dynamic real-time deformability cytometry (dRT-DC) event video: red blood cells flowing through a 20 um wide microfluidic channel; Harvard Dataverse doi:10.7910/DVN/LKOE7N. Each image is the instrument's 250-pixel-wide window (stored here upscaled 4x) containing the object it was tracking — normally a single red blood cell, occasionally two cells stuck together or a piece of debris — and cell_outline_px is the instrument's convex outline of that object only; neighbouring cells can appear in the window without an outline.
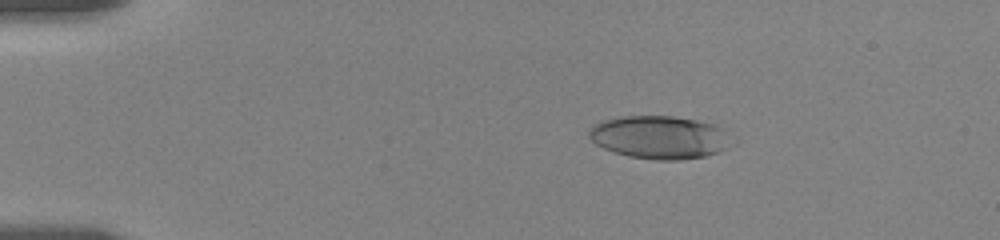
{"species": "human", "species_latin": "Homo sapiens", "temperature_condition": "room temperature", "stored_images_in_passage": 58, "camera_frame_rate_fps": 3000, "um_per_image_px": 0.085, "donor": {"sex": "female"}, "frame": {"image": 1, "passage_image": 11, "time_ms": 3.333, "image_size_px": [1000, 240], "cell_outline_px": [[740, 140], [728, 148], [720, 152], [704, 156], [680, 160], [656, 160], [628, 156], [604, 148], [596, 144], [588, 136], [588, 132], [592, 124], [604, 120], [620, 116], [672, 116], [696, 120], [712, 124], [720, 128]], "centroid_in_image_um": [56.13, 11.67], "position_along_channel_um": 28.9, "area_um2": 36.24}}
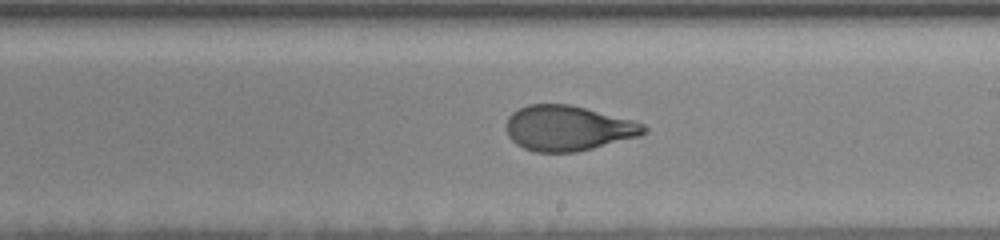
{"frame": {"image": 2, "passage_image": 35, "time_ms": 11.333, "image_size_px": [1000, 240], "cell_outline_px": [[648, 132], [640, 136], [576, 152], [532, 152], [516, 144], [508, 136], [508, 116], [512, 112], [528, 104], [568, 104], [632, 120], [644, 124], [648, 128]], "centroid_in_image_um": [48.29, 10.9], "position_along_channel_um": 240.7, "area_um2": 36.01}}
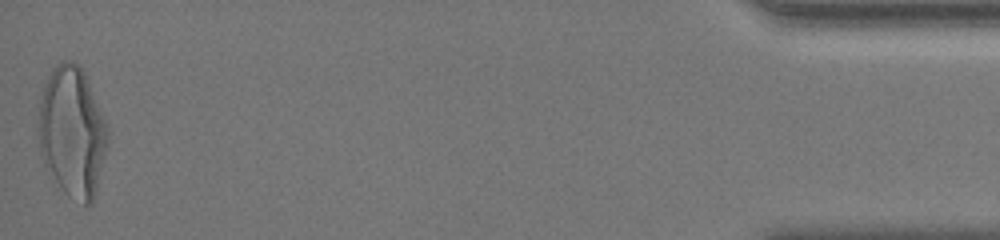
{"frame": {"image": 3, "passage_image": 58, "time_ms": 19.0, "image_size_px": [1000, 240], "cell_outline_px": [[108, 140], [92, 204], [84, 204], [68, 196], [64, 192], [44, 164], [40, 152], [36, 132], [36, 128], [40, 100], [44, 84], [52, 68], [60, 60], [68, 60], [80, 64], [84, 72], [108, 128]], "centroid_in_image_um": [6.09, 11.17], "position_along_channel_um": 429.1, "area_um2": 52.6}, "authors_computed_cell_mechanics": {"area_um2": 36.7319, "velocity_mm_per_s": 3.5203, "shape_relaxation_time_tau1_ms": 4.826, "shape_relaxation_time_tau2_ms": 0.9623, "deformation_change_tau1": 0.2085, "deformation_change_tau2": 0.0691}}